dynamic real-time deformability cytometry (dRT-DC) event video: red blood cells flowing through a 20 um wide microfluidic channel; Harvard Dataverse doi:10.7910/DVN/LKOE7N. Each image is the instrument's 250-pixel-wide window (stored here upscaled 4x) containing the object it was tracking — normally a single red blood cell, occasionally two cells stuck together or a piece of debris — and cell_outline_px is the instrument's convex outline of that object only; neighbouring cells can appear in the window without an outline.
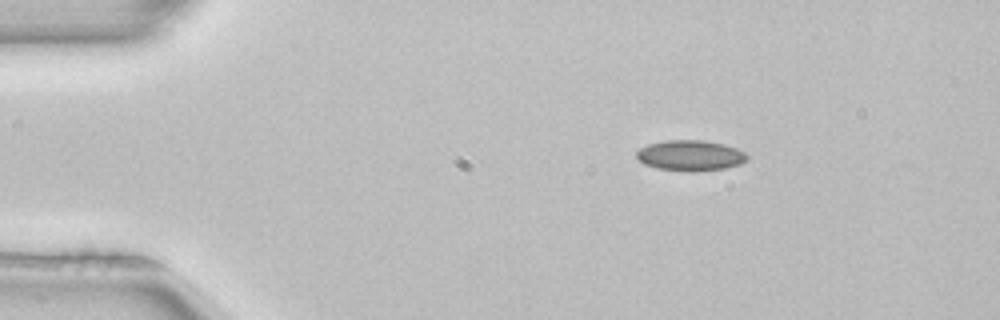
{"species": "common noctule bat (a hibernating species)", "species_latin": "Nyctalus noctula", "temperature_condition": "room temperature", "stored_images_in_passage": 44, "camera_frame_rate_fps": 3000, "um_per_image_px": 0.085, "animal": {"sex": "female", "body_mass_g": 22.7, "forearm_length_mm": 54.2}, "frame": {"image": 1, "passage_image": 1, "time_ms": 0.0, "image_size_px": [1000, 320], "cell_outline_px": [[748, 160], [740, 164], [724, 168], [696, 172], [688, 172], [656, 168], [644, 164], [636, 156], [636, 152], [640, 148], [648, 144], [668, 140], [700, 140], [724, 144], [736, 148], [744, 152], [748, 156]], "centroid_in_image_um": [58.68, 13.23], "position_along_channel_um": 26.3, "area_um2": 19.77}}
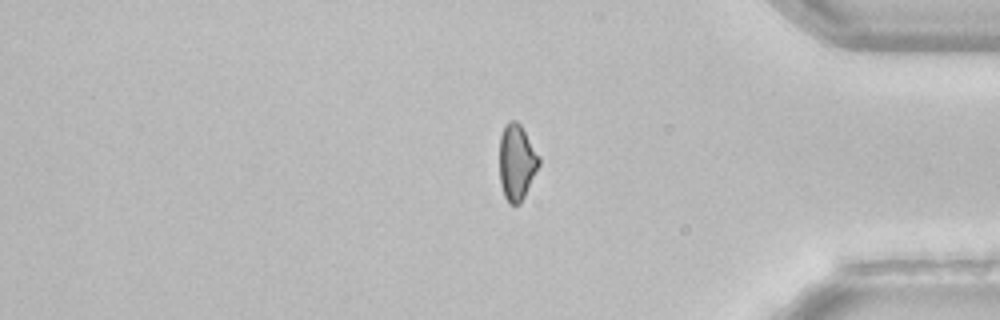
{"frame": {"image": 2, "passage_image": 35, "time_ms": 11.333, "image_size_px": [1000, 320], "cell_outline_px": [[540, 164], [520, 204], [508, 204], [504, 196], [500, 184], [500, 136], [504, 124], [508, 120], [516, 120], [520, 124], [540, 156]], "centroid_in_image_um": [43.91, 13.77], "position_along_channel_um": 391.3, "area_um2": 17.57}}
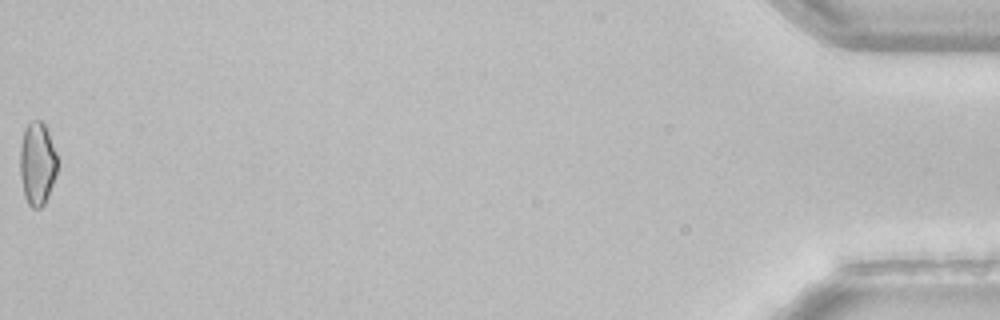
{"frame": {"image": 3, "passage_image": 44, "time_ms": 14.333, "image_size_px": [1000, 320], "cell_outline_px": [[56, 176], [48, 196], [44, 204], [40, 208], [32, 208], [28, 204], [24, 196], [20, 176], [20, 148], [24, 128], [32, 120], [40, 120], [44, 124], [48, 132], [56, 152]], "centroid_in_image_um": [3.15, 13.92], "position_along_channel_um": 432.0, "area_um2": 18.09}, "authors_computed_cell_mechanics": {"area_um2": 18.3804, "velocity_mm_per_s": 4.0182, "shape_relaxation_time_tau1_ms": null, "shape_relaxation_time_tau2_ms": 9.7471, "deformation_change_tau1": null, "deformation_change_tau2": 0.145}}